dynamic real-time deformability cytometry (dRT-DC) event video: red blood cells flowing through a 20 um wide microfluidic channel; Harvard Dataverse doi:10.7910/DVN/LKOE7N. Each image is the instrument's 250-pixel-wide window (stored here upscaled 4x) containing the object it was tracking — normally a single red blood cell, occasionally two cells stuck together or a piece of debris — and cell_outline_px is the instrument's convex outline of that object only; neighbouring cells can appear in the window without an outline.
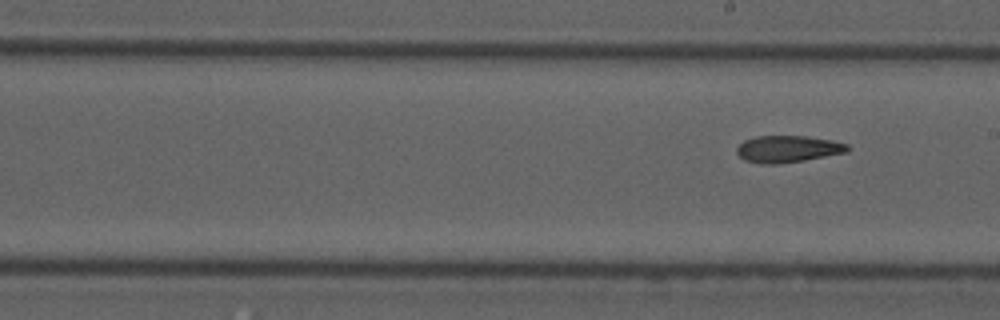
{"species": "common noctule bat (a hibernating species)", "species_latin": "Nyctalus noctula", "temperature_condition": "cold", "stored_images_in_passage": 9, "camera_frame_rate_fps": 3000, "um_per_image_px": 0.085, "animal": {"sex": "male", "forearm_length_mm": 52.5}, "frame": {"image": 1, "passage_image": 9, "time_ms": 2.667, "image_size_px": [1000, 320], "cell_outline_px": [[848, 152], [804, 160], [776, 164], [760, 164], [744, 160], [736, 152], [736, 148], [744, 140], [756, 136], [808, 136], [832, 140], [848, 144]], "centroid_in_image_um": [66.95, 12.66], "position_along_channel_um": 222.1, "area_um2": 17.34}}